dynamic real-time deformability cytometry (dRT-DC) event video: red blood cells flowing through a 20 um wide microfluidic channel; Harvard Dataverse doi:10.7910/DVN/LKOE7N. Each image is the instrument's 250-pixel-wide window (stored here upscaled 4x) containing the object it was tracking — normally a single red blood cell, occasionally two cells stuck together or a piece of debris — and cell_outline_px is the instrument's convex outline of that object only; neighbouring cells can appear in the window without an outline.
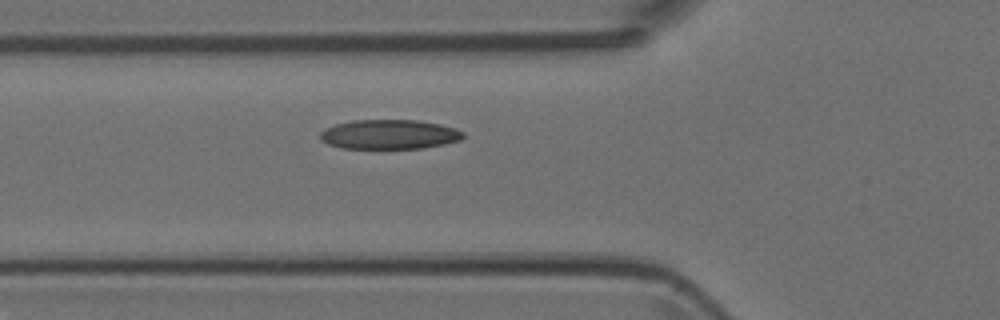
{"species": "Egyptian fruit bat (a non-hibernating species)", "species_latin": "Rousettus aegyptiacus", "temperature_condition": "room temperature", "stored_images_in_passage": 5, "camera_frame_rate_fps": 3000, "um_per_image_px": 0.085, "animal": {"sex": "female"}, "frame": {"image": 1, "passage_image": 5, "time_ms": 1.333, "image_size_px": [1000, 320], "cell_outline_px": [[464, 136], [460, 140], [444, 144], [424, 148], [340, 148], [328, 144], [320, 140], [320, 132], [324, 128], [336, 124], [352, 120], [416, 120], [440, 124], [456, 128], [464, 132]], "centroid_in_image_um": [33.08, 11.42], "position_along_channel_um": 92.7, "area_um2": 24.68}}